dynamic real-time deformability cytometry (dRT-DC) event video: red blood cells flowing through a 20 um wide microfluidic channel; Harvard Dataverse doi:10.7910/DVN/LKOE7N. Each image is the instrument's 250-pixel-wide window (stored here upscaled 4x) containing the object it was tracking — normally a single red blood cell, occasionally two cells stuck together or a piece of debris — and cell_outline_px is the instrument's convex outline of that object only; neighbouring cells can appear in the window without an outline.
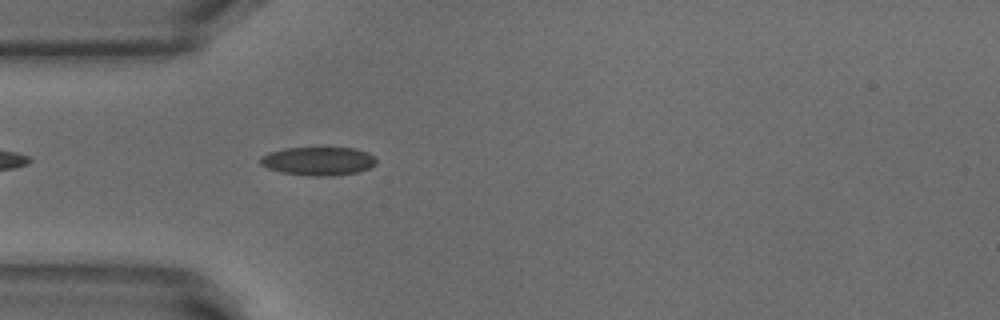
{"species": "common noctule bat (a hibernating species)", "species_latin": "Nyctalus noctula", "temperature_condition": "warm", "stored_images_in_passage": 38, "camera_frame_rate_fps": 3000, "um_per_image_px": 0.085, "animal": {"sex": "male", "body_mass_g": 18.8}, "frame": {"image": 1, "passage_image": 5, "time_ms": 1.333, "image_size_px": [1000, 320], "cell_outline_px": [[376, 164], [368, 168], [356, 172], [332, 176], [316, 176], [280, 172], [268, 168], [260, 164], [260, 156], [268, 152], [284, 148], [356, 148], [368, 152], [376, 160]], "centroid_in_image_um": [27.03, 13.68], "position_along_channel_um": 58.0, "area_um2": 19.19}}
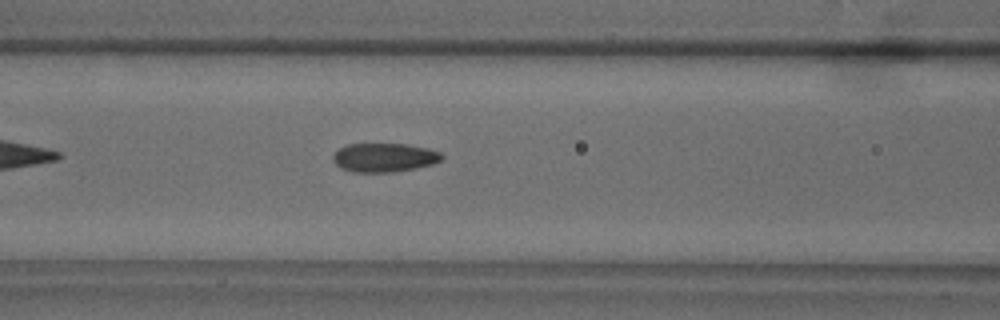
{"frame": {"image": 2, "passage_image": 11, "time_ms": 3.333, "image_size_px": [1000, 320], "cell_outline_px": [[444, 156], [440, 160], [432, 164], [416, 168], [392, 172], [352, 172], [340, 168], [332, 160], [332, 156], [340, 148], [348, 144], [408, 144], [428, 148], [440, 152]], "centroid_in_image_um": [32.65, 13.39], "position_along_channel_um": 133.9, "area_um2": 18.32}}
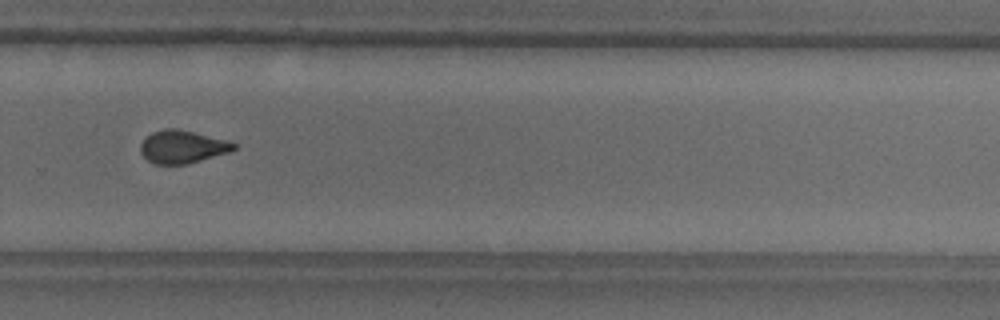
{"frame": {"image": 3, "passage_image": 25, "time_ms": 8.0, "image_size_px": [1000, 320], "cell_outline_px": [[236, 148], [228, 152], [188, 164], [156, 164], [148, 160], [140, 152], [140, 144], [152, 132], [164, 128], [176, 128], [228, 140], [236, 144]], "centroid_in_image_um": [15.5, 12.47], "position_along_channel_um": 314.3, "area_um2": 17.74}, "authors_computed_cell_mechanics": {"area_um2": 18.3226, "velocity_mm_per_s": 3.8713, "shape_relaxation_time_tau1_ms": 3.7343, "shape_relaxation_time_tau2_ms": 1.4888, "deformation_change_tau1": 0.1505, "deformation_change_tau2": 0.0833}}